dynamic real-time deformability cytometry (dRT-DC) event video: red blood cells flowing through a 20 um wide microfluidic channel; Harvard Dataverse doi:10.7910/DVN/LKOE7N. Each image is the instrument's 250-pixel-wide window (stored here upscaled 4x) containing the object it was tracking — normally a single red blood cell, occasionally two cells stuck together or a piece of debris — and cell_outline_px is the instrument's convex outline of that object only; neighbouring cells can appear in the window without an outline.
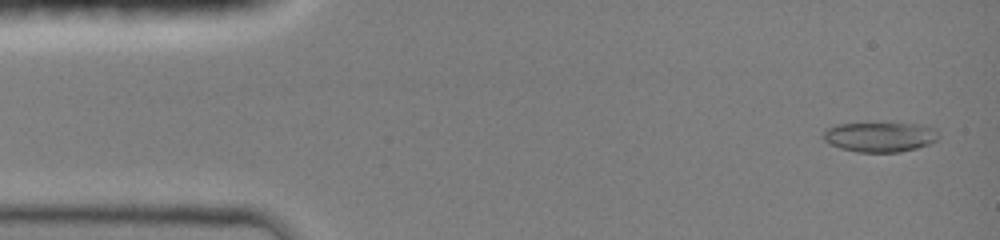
{"species": "common noctule bat (a hibernating species)", "species_latin": "Nyctalus noctula", "temperature_condition": "room temperature", "stored_images_in_passage": 52, "camera_frame_rate_fps": 3000, "um_per_image_px": 0.085, "animal": {"sex": "female", "body_mass_g": 19.0, "forearm_length_mm": 51.5}, "frame": {"image": 1, "passage_image": 2, "time_ms": 0.333, "image_size_px": [1000, 240], "cell_outline_px": [[940, 136], [936, 140], [928, 144], [916, 148], [896, 152], [860, 152], [840, 148], [824, 140], [824, 128], [836, 124], [868, 120], [880, 120], [924, 124], [936, 128]], "centroid_in_image_um": [74.8, 11.55], "position_along_channel_um": 10.2, "area_um2": 21.33}}
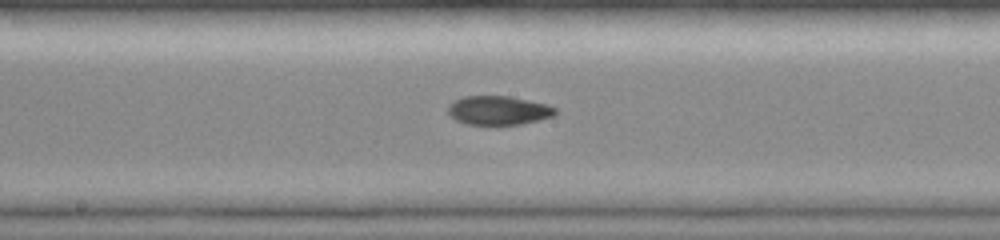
{"frame": {"image": 2, "passage_image": 25, "time_ms": 7.0, "image_size_px": [1000, 240], "cell_outline_px": [[556, 112], [552, 116], [520, 124], [464, 124], [456, 120], [448, 112], [448, 104], [452, 100], [464, 96], [508, 96], [548, 104], [556, 108]], "centroid_in_image_um": [42.33, 9.37], "position_along_channel_um": 205.9, "area_um2": 17.98}}
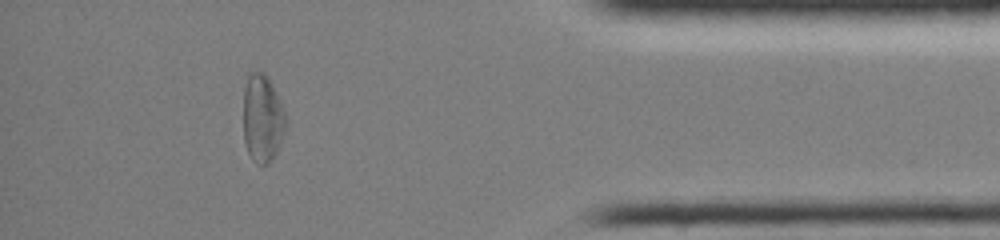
{"frame": {"image": 3, "passage_image": 44, "time_ms": 12.667, "image_size_px": [1000, 240], "cell_outline_px": [[288, 120], [280, 144], [272, 160], [268, 164], [260, 164], [252, 160], [244, 144], [244, 88], [248, 76], [252, 72], [264, 72], [268, 76], [288, 116]], "centroid_in_image_um": [22.33, 10.06], "position_along_channel_um": 412.9, "area_um2": 21.96}, "authors_computed_cell_mechanics": {"area_um2": 19.3341, "velocity_mm_per_s": 4.1554, "shape_relaxation_time_tau1_ms": null, "shape_relaxation_time_tau2_ms": 4.226, "deformation_change_tau1": null, "deformation_change_tau2": 0.1038}}